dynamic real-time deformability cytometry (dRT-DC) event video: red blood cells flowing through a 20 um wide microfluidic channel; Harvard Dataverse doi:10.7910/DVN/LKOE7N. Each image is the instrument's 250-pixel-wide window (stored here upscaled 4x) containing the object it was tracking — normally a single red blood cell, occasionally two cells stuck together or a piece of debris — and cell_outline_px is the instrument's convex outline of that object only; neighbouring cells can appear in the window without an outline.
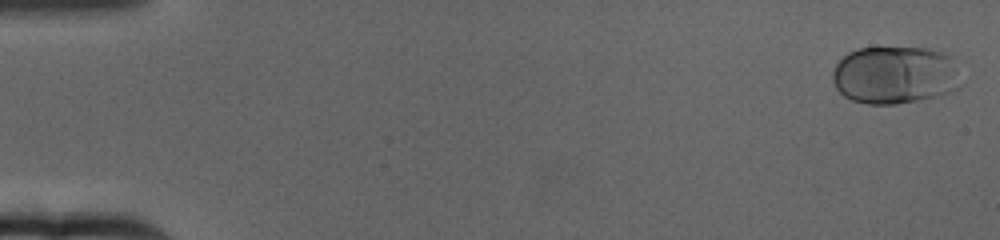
{"species": "human", "species_latin": "Homo sapiens", "temperature_condition": "cold", "stored_images_in_passage": 14, "camera_frame_rate_fps": 3000, "um_per_image_px": 0.085, "donor": {"sex": "female"}, "frame": {"image": 1, "passage_image": 2, "time_ms": 0.333, "image_size_px": [1000, 240], "cell_outline_px": [[964, 84], [960, 88], [940, 96], [896, 104], [868, 104], [852, 100], [844, 96], [836, 88], [832, 80], [832, 72], [836, 64], [848, 52], [860, 48], [928, 48], [940, 52], [948, 56]], "centroid_in_image_um": [76.06, 6.4], "position_along_channel_um": 8.9, "area_um2": 43.35}}